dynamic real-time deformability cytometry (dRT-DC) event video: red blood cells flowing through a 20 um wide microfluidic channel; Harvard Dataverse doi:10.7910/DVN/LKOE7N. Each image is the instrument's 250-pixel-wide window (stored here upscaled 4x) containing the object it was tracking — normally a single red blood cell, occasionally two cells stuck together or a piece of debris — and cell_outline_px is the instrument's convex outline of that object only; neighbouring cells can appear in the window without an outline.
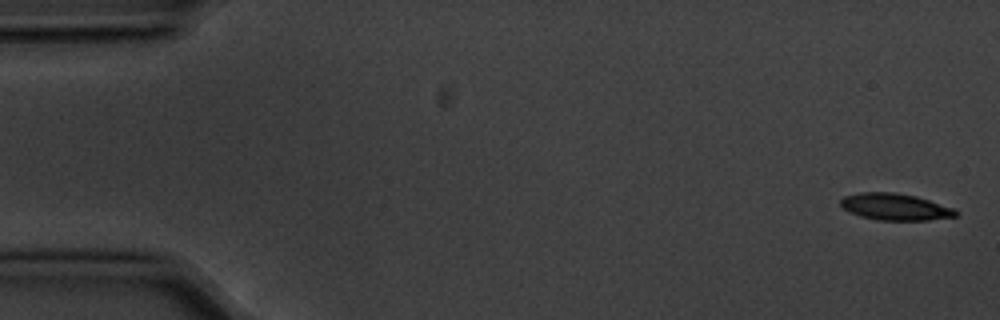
{"species": "common noctule bat (a hibernating species)", "species_latin": "Nyctalus noctula", "temperature_condition": "cold", "stored_images_in_passage": 6, "camera_frame_rate_fps": 3000, "um_per_image_px": 0.085, "animal": {"sex": "male", "body_mass_g": 20.1, "forearm_length_mm": 53.5}, "frame": {"image": 1, "passage_image": 1, "time_ms": 0.0, "image_size_px": [1000, 320], "cell_outline_px": [[960, 212], [956, 216], [928, 220], [876, 220], [860, 216], [848, 212], [840, 204], [840, 200], [844, 196], [860, 192], [892, 192], [916, 196], [956, 208]], "centroid_in_image_um": [76.1, 17.58], "position_along_channel_um": 8.9, "area_um2": 18.09}}
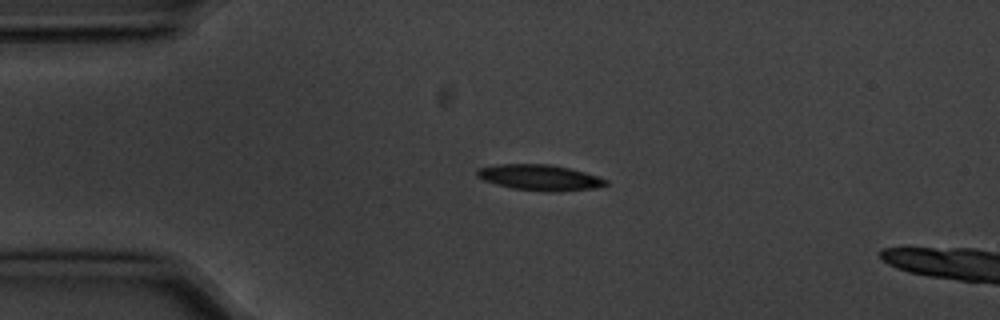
{"frame": {"image": 2, "passage_image": 4, "time_ms": 1.0, "image_size_px": [1000, 320], "cell_outline_px": [[608, 184], [596, 188], [552, 192], [544, 192], [512, 188], [496, 184], [484, 180], [476, 176], [476, 172], [480, 168], [500, 164], [552, 164], [572, 168], [608, 180]], "centroid_in_image_um": [45.9, 15.09], "position_along_channel_um": 39.1, "area_um2": 19.36}}